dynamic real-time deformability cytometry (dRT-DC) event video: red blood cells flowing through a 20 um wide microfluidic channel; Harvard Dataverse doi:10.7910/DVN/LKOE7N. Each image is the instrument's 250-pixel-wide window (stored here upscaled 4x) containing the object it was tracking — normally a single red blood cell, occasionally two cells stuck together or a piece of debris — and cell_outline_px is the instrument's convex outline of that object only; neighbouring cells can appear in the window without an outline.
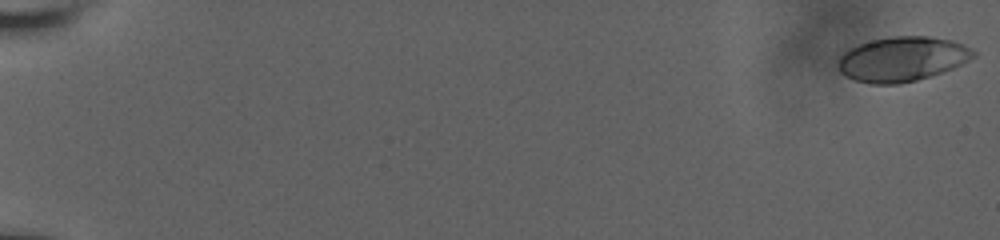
{"species": "human", "species_latin": "Homo sapiens", "temperature_condition": "room temperature", "stored_images_in_passage": 29, "camera_frame_rate_fps": 3000, "um_per_image_px": 0.085, "donor": {"sex": "male"}, "frame": {"image": 1, "passage_image": 1, "time_ms": 0.0, "image_size_px": [1000, 240], "cell_outline_px": [[976, 56], [952, 68], [916, 80], [900, 84], [868, 84], [844, 76], [840, 72], [840, 56], [844, 52], [860, 44], [872, 40], [892, 36], [932, 36], [952, 40], [964, 44], [972, 48], [976, 52]], "centroid_in_image_um": [76.71, 5.01], "position_along_channel_um": 8.3, "area_um2": 35.03}}
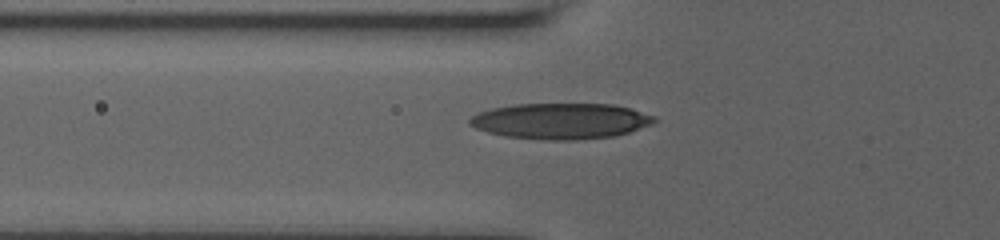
{"frame": {"image": 2, "passage_image": 26, "time_ms": 7.667, "image_size_px": [1000, 240], "cell_outline_px": [[660, 120], [652, 124], [616, 136], [568, 140], [548, 140], [504, 136], [488, 132], [476, 128], [468, 124], [468, 120], [472, 116], [480, 112], [492, 108], [516, 104], [612, 104], [628, 108], [656, 116]], "centroid_in_image_um": [47.68, 10.29], "position_along_channel_um": 78.1, "area_um2": 38.49}}
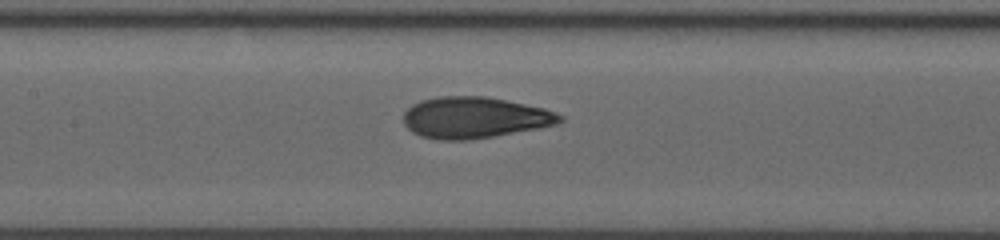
{"frame": {"image": 3, "passage_image": 29, "time_ms": 10.0, "image_size_px": [1000, 240], "cell_outline_px": [[564, 120], [556, 124], [536, 128], [492, 136], [468, 140], [440, 140], [420, 136], [412, 132], [404, 124], [404, 112], [412, 104], [420, 100], [440, 96], [488, 96], [544, 108], [556, 112], [564, 116]], "centroid_in_image_um": [40.32, 9.98], "position_along_channel_um": 167.1, "area_um2": 37.57}}